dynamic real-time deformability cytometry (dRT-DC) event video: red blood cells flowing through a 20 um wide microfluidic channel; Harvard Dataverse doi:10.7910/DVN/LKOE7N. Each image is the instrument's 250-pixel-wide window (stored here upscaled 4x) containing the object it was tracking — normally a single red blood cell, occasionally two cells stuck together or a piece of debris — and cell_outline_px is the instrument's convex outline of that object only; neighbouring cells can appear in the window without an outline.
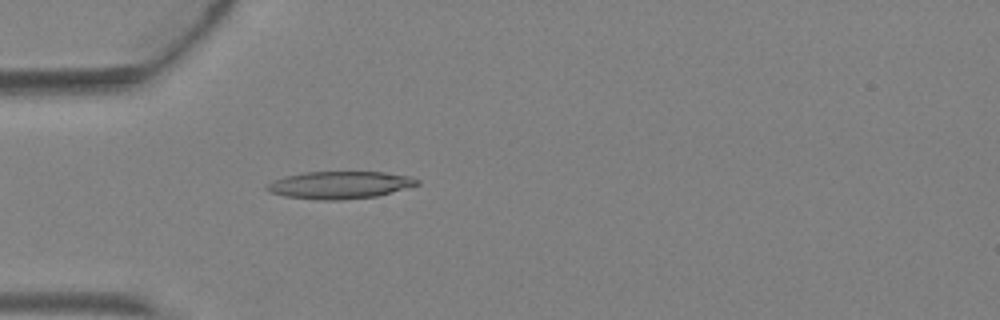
{"species": "Egyptian fruit bat (a non-hibernating species)", "species_latin": "Rousettus aegyptiacus", "temperature_condition": "warm", "stored_images_in_passage": 1, "camera_frame_rate_fps": 3000, "um_per_image_px": 0.085, "animal": {"sex": "female"}, "frame": {"image": 1, "passage_image": 1, "time_ms": 0.0, "image_size_px": [1000, 320], "cell_outline_px": [[420, 184], [376, 196], [340, 200], [316, 200], [284, 196], [268, 192], [264, 188], [264, 184], [272, 180], [304, 172], [384, 172], [412, 176], [420, 180]], "centroid_in_image_um": [28.84, 15.72], "position_along_channel_um": 56.2, "area_um2": 24.16}}